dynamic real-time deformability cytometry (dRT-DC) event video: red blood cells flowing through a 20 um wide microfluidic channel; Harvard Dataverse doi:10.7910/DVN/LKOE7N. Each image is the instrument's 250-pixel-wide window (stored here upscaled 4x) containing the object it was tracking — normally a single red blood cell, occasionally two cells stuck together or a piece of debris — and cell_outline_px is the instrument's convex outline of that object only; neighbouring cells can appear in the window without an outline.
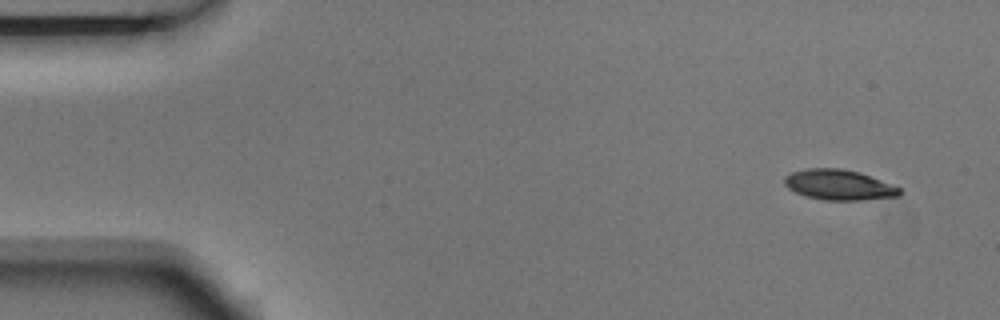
{"species": "Egyptian fruit bat (a non-hibernating species)", "species_latin": "Rousettus aegyptiacus", "temperature_condition": "room temperature", "stored_images_in_passage": 8, "camera_frame_rate_fps": 3000, "um_per_image_px": 0.085, "animal": {"sex": "male"}, "frame": {"image": 1, "passage_image": 1, "time_ms": 0.0, "image_size_px": [1000, 320], "cell_outline_px": [[900, 196], [864, 200], [824, 200], [804, 196], [788, 188], [784, 184], [784, 176], [792, 172], [808, 168], [840, 168], [860, 172], [900, 188]], "centroid_in_image_um": [71.28, 15.71], "position_along_channel_um": 13.7, "area_um2": 20.35}}
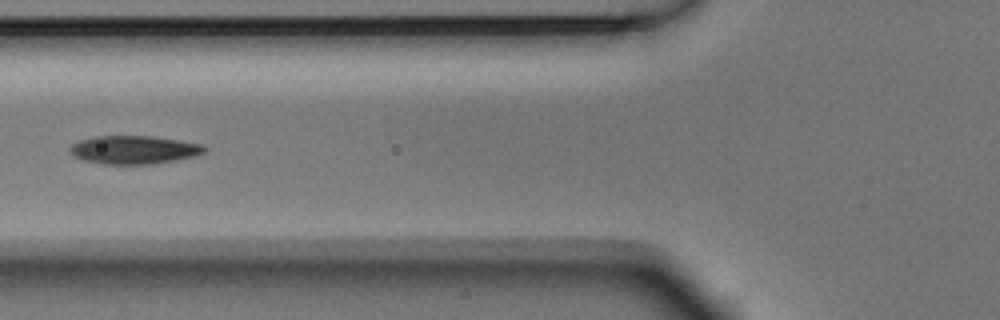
{"frame": {"image": 2, "passage_image": 5, "time_ms": 1.333, "image_size_px": [1000, 320], "cell_outline_px": [[208, 148], [204, 152], [196, 156], [176, 160], [152, 164], [100, 164], [84, 160], [72, 156], [68, 152], [68, 148], [72, 144], [80, 140], [92, 136], [152, 136], [204, 144]], "centroid_in_image_um": [11.37, 12.73], "position_along_channel_um": 114.4, "area_um2": 22.48}}
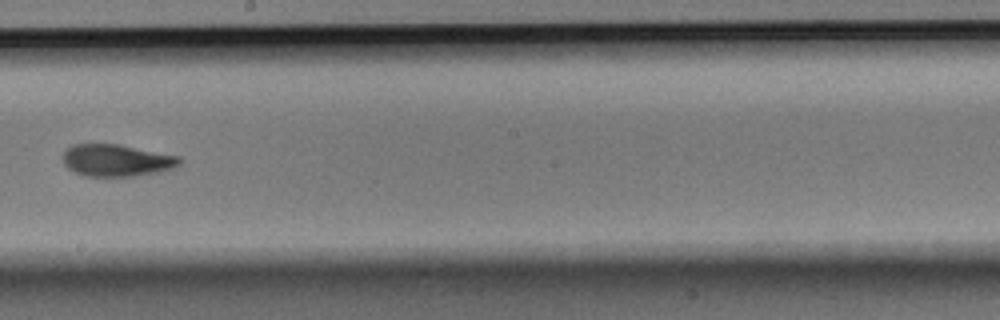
{"frame": {"image": 3, "passage_image": 8, "time_ms": 2.333, "image_size_px": [1000, 320], "cell_outline_px": [[180, 164], [172, 168], [156, 172], [132, 176], [84, 176], [72, 172], [64, 164], [60, 156], [72, 144], [120, 144], [180, 156]], "centroid_in_image_um": [9.85, 13.62], "position_along_channel_um": 238.3, "area_um2": 21.91}}